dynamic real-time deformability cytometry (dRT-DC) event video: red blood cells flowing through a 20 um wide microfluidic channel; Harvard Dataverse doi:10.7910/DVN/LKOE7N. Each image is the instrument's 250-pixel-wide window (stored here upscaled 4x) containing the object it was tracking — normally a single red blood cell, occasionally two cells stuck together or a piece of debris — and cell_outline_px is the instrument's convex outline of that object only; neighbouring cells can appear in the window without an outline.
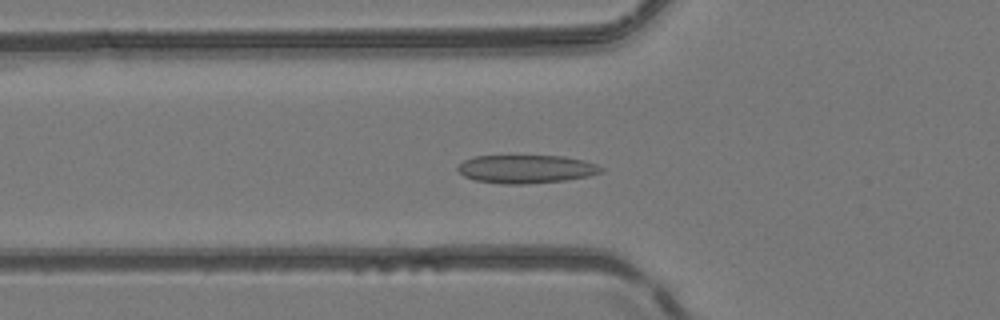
{"species": "common noctule bat (a hibernating species)", "species_latin": "Nyctalus noctula", "temperature_condition": "room temperature", "stored_images_in_passage": 50, "camera_frame_rate_fps": 3000, "um_per_image_px": 0.085, "animal": {"sex": "female", "body_mass_g": 24.6, "forearm_length_mm": 56.2}, "frame": {"image": 1, "passage_image": 18, "time_ms": 5.667, "image_size_px": [1000, 320], "cell_outline_px": [[604, 172], [588, 176], [564, 180], [524, 184], [500, 184], [476, 180], [464, 176], [456, 168], [464, 160], [476, 156], [564, 156], [584, 160], [596, 164], [604, 168]], "centroid_in_image_um": [44.75, 14.37], "position_along_channel_um": 81.1, "area_um2": 23.58}}
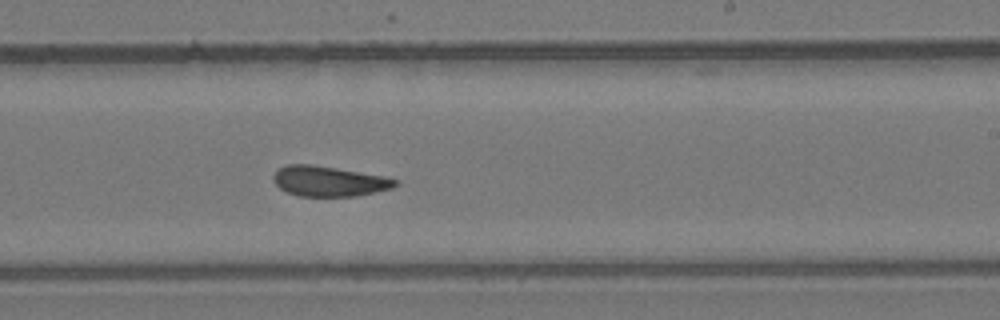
{"frame": {"image": 2, "passage_image": 31, "time_ms": 10.0, "image_size_px": [1000, 320], "cell_outline_px": [[400, 184], [392, 188], [356, 196], [300, 196], [288, 192], [280, 188], [276, 184], [272, 176], [280, 168], [288, 164], [312, 164], [384, 176], [396, 180]], "centroid_in_image_um": [27.97, 15.4], "position_along_channel_um": 261.0, "area_um2": 21.27}}
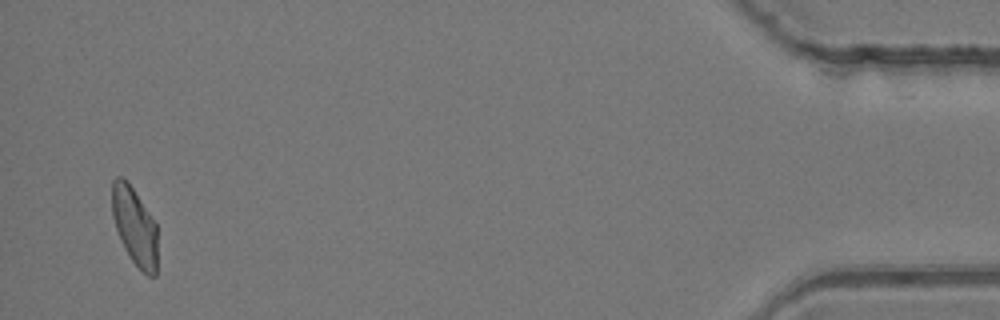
{"frame": {"image": 3, "passage_image": 49, "time_ms": 16.0, "image_size_px": [1000, 320], "cell_outline_px": [[156, 276], [148, 276], [132, 260], [124, 248], [120, 240], [112, 216], [112, 180], [116, 176], [124, 176], [156, 224]], "centroid_in_image_um": [11.41, 19.2], "position_along_channel_um": 423.8, "area_um2": 20.29}, "authors_computed_cell_mechanics": {"area_um2": 22.253, "velocity_mm_per_s": 4.1303, "shape_relaxation_time_tau1_ms": 10.5053, "shape_relaxation_time_tau2_ms": 2.4254, "deformation_change_tau1": 0.188, "deformation_change_tau2": 0.0741}}